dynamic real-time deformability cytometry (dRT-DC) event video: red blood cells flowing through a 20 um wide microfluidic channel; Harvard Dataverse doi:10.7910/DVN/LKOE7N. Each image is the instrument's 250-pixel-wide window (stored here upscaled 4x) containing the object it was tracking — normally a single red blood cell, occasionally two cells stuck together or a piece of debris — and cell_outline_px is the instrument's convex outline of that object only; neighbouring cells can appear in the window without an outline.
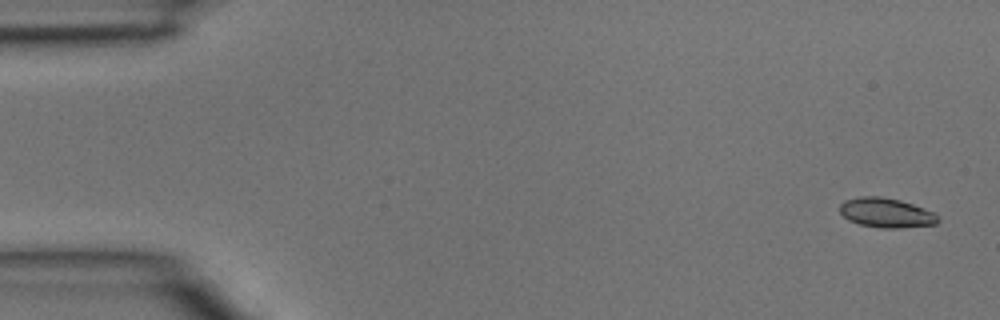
{"species": "common noctule bat (a hibernating species)", "species_latin": "Nyctalus noctula", "temperature_condition": "room temperature", "stored_images_in_passage": 4, "segment_of_instrument_passage": [1, 2], "camera_frame_rate_fps": 3000, "um_per_image_px": 0.085, "animal": {"sex": "male", "body_mass_g": 15.6}, "frame": {"image": 1, "passage_image": 1, "time_ms": 0.0, "image_size_px": [1000, 320], "cell_outline_px": [[940, 220], [936, 224], [900, 228], [880, 228], [860, 224], [848, 220], [840, 212], [840, 204], [844, 200], [860, 196], [880, 196], [900, 200], [912, 204], [932, 212], [940, 216]], "centroid_in_image_um": [75.32, 18.09], "position_along_channel_um": 9.7, "area_um2": 16.94}}